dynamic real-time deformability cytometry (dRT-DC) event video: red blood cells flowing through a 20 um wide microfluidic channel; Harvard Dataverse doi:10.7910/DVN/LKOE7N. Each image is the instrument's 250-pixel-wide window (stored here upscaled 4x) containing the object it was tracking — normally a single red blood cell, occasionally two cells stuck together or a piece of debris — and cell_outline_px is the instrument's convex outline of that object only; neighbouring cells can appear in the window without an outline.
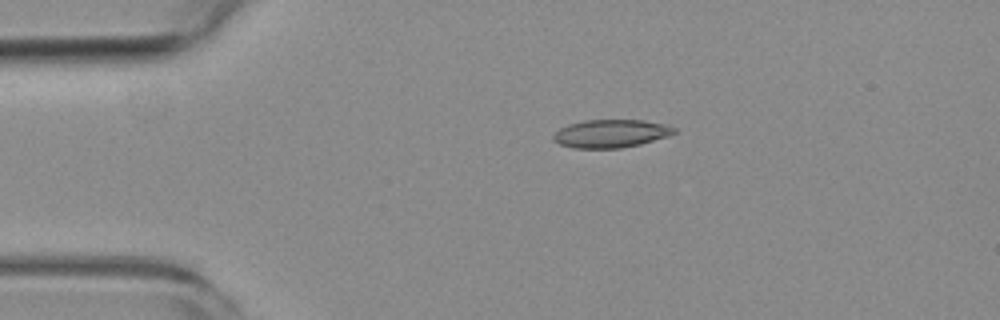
{"species": "common noctule bat (a hibernating species)", "species_latin": "Nyctalus noctula", "temperature_condition": "room temperature", "stored_images_in_passage": 7, "camera_frame_rate_fps": 3000, "um_per_image_px": 0.085, "animal": {"sex": "female", "body_mass_g": 19.3, "forearm_length_mm": 54.1}, "frame": {"image": 1, "passage_image": 4, "time_ms": 3.333, "image_size_px": [1000, 320], "cell_outline_px": [[676, 132], [668, 136], [640, 144], [620, 148], [572, 148], [560, 144], [552, 140], [552, 136], [560, 128], [568, 124], [584, 120], [644, 120], [668, 124], [676, 128]], "centroid_in_image_um": [51.93, 11.34], "position_along_channel_um": 33.1, "area_um2": 19.88}}
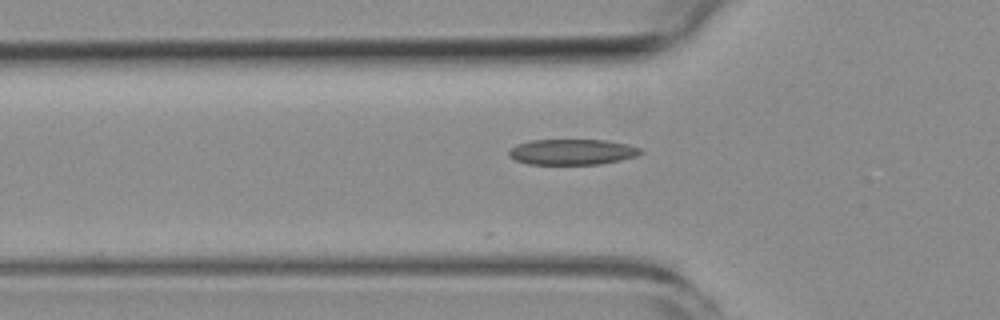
{"frame": {"image": 2, "passage_image": 6, "time_ms": 5.667, "image_size_px": [1000, 320], "cell_outline_px": [[644, 152], [636, 156], [620, 160], [600, 164], [528, 164], [516, 160], [508, 156], [508, 152], [516, 144], [532, 140], [608, 140], [628, 144], [640, 148]], "centroid_in_image_um": [48.65, 12.91], "position_along_channel_um": 77.2, "area_um2": 19.71}}